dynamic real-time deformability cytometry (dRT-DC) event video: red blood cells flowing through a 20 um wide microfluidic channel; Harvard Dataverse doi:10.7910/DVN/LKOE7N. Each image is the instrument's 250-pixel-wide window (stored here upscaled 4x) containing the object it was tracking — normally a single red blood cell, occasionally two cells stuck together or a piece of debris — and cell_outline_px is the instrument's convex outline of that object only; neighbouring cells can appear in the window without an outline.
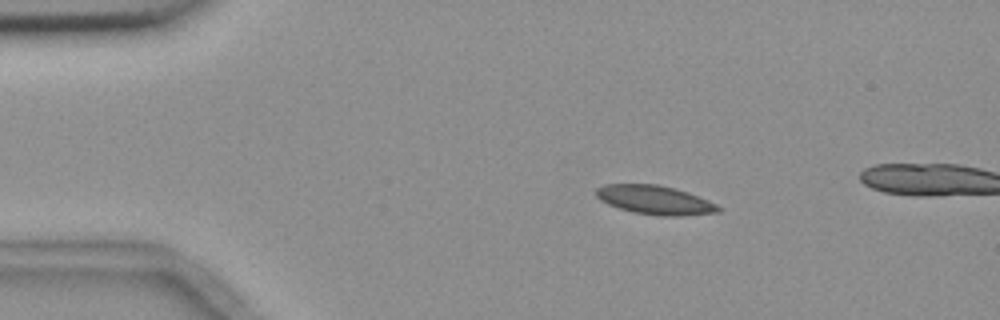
{"species": "common noctule bat (a hibernating species)", "species_latin": "Nyctalus noctula", "temperature_condition": "room temperature", "stored_images_in_passage": 4, "camera_frame_rate_fps": 3000, "um_per_image_px": 0.085, "animal": {"sex": "female", "body_mass_g": 18.4}, "frame": {"image": 1, "passage_image": 2, "time_ms": 1.333, "image_size_px": [1000, 320], "cell_outline_px": [[724, 208], [720, 212], [684, 216], [660, 216], [632, 212], [608, 204], [600, 200], [596, 196], [596, 188], [604, 184], [656, 184], [688, 192], [708, 200]], "centroid_in_image_um": [55.69, 17.01], "position_along_channel_um": 29.3, "area_um2": 20.69}}